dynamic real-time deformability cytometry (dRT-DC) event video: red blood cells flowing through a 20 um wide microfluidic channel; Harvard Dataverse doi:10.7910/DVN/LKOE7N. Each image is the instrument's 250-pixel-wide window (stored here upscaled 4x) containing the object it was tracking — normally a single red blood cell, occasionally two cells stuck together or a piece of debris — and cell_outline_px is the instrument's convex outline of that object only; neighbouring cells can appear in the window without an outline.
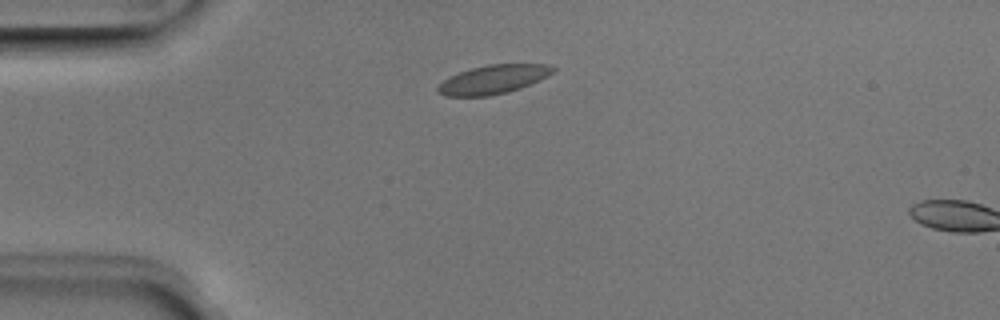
{"species": "Egyptian fruit bat (a non-hibernating species)", "species_latin": "Rousettus aegyptiacus", "temperature_condition": "room temperature", "stored_images_in_passage": 3, "camera_frame_rate_fps": 3000, "um_per_image_px": 0.085, "animal": {"sex": "male"}, "frame": {"image": 1, "passage_image": 1, "time_ms": 0.0, "image_size_px": [1000, 320], "cell_outline_px": [[556, 68], [548, 76], [540, 80], [520, 88], [508, 92], [488, 96], [444, 96], [436, 92], [436, 88], [444, 80], [460, 72], [472, 68], [488, 64], [548, 64]], "centroid_in_image_um": [41.93, 6.76], "position_along_channel_um": 43.1, "area_um2": 19.25}}